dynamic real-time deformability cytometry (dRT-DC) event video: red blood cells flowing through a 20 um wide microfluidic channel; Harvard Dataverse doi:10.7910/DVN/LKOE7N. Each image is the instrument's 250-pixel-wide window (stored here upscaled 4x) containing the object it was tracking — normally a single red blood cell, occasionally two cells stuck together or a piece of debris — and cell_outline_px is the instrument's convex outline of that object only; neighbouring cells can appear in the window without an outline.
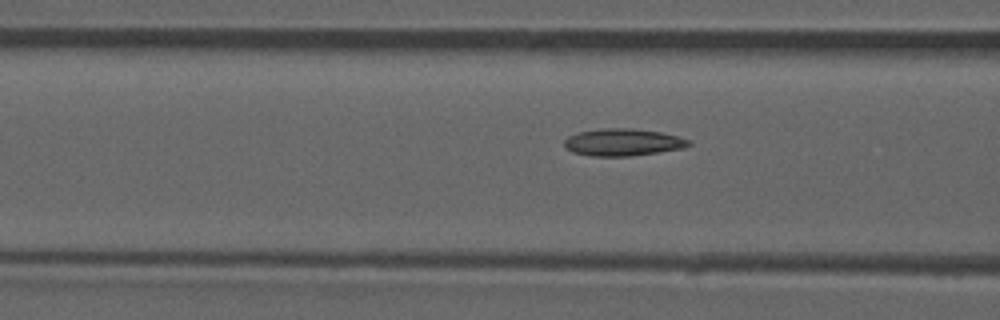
{"species": "common noctule bat (a hibernating species)", "species_latin": "Nyctalus noctula", "temperature_condition": "room temperature", "stored_images_in_passage": 29, "camera_frame_rate_fps": 3000, "um_per_image_px": 0.085, "animal": {"sex": "male", "forearm_length_mm": 52.5}, "frame": {"image": 1, "passage_image": 20, "time_ms": 6.333, "image_size_px": [1000, 320], "cell_outline_px": [[692, 144], [684, 148], [628, 156], [592, 156], [572, 152], [564, 148], [564, 140], [568, 136], [576, 132], [604, 128], [632, 128], [660, 132], [676, 136], [688, 140]], "centroid_in_image_um": [52.88, 12.09], "position_along_channel_um": 113.7, "area_um2": 19.65}}